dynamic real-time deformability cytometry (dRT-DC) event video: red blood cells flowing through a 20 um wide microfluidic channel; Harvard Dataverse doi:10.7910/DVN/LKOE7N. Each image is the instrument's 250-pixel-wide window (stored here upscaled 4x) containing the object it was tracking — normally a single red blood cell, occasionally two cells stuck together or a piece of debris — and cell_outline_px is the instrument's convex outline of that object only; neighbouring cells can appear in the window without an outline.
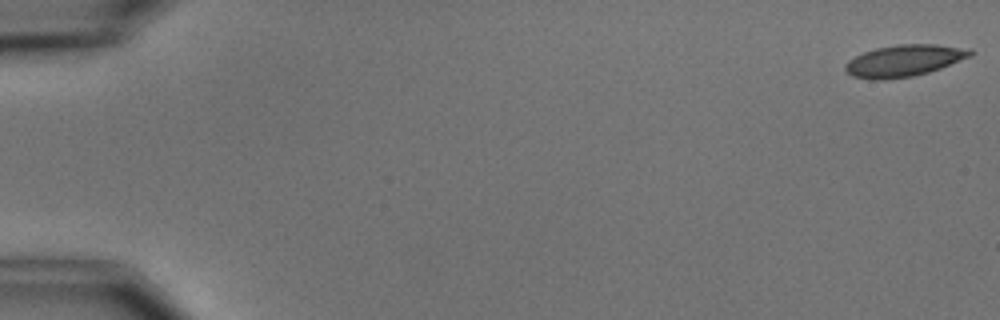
{"species": "common noctule bat (a hibernating species)", "species_latin": "Nyctalus noctula", "temperature_condition": "cold", "stored_images_in_passage": 7, "camera_frame_rate_fps": 3000, "um_per_image_px": 0.085, "animal": {"sex": "male", "body_mass_g": 15.6}, "frame": {"image": 1, "passage_image": 1, "time_ms": 0.0, "image_size_px": [1000, 320], "cell_outline_px": [[976, 52], [972, 56], [940, 68], [928, 72], [912, 76], [880, 80], [872, 80], [852, 76], [844, 72], [844, 64], [848, 60], [864, 52], [876, 48], [896, 44], [936, 44], [972, 48]], "centroid_in_image_um": [76.86, 5.15], "position_along_channel_um": 8.1, "area_um2": 23.35}}
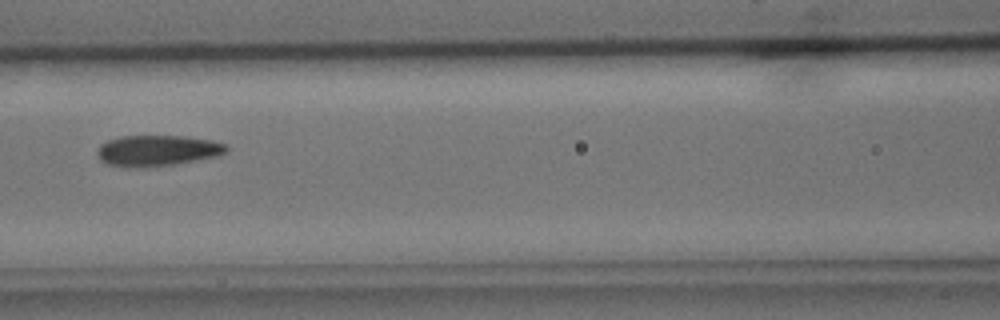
{"frame": {"image": 2, "passage_image": 7, "time_ms": 8.0, "image_size_px": [1000, 320], "cell_outline_px": [[228, 152], [220, 156], [176, 164], [148, 168], [124, 168], [108, 164], [100, 160], [96, 152], [100, 144], [108, 140], [120, 136], [184, 136], [212, 140], [228, 144]], "centroid_in_image_um": [13.39, 12.82], "position_along_channel_um": 153.2, "area_um2": 23.87}}